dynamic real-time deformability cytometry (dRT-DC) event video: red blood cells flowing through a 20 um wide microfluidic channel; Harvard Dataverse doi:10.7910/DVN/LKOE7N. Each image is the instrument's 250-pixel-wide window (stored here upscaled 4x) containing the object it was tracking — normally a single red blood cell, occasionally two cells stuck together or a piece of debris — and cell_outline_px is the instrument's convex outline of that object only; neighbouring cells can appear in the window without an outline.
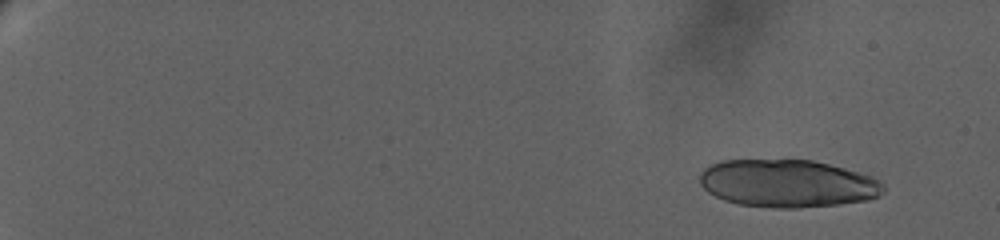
{"species": "human", "species_latin": "Homo sapiens", "temperature_condition": "warm", "stored_images_in_passage": 35, "camera_frame_rate_fps": 3000, "um_per_image_px": 0.085, "donor": {"sex": "female"}, "frame": {"image": 1, "passage_image": 3, "time_ms": 0.333, "image_size_px": [1000, 240], "cell_outline_px": [[884, 192], [880, 196], [868, 200], [840, 204], [796, 208], [772, 208], [740, 204], [724, 200], [708, 192], [700, 184], [700, 172], [708, 164], [720, 160], [812, 160], [844, 168], [872, 176], [880, 180], [884, 184]], "centroid_in_image_um": [66.94, 15.59], "position_along_channel_um": 18.1, "area_um2": 51.33}}
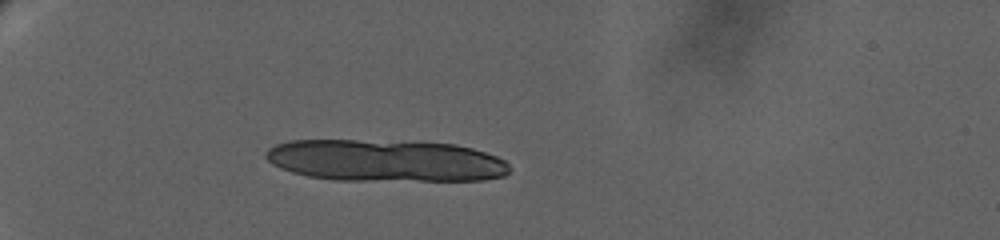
{"frame": {"image": 2, "passage_image": 34, "time_ms": 6.333, "image_size_px": [1000, 240], "cell_outline_px": [[512, 168], [504, 176], [484, 180], [332, 180], [308, 176], [292, 172], [280, 168], [272, 164], [264, 156], [264, 152], [268, 148], [276, 144], [288, 140], [356, 140], [456, 144], [472, 148], [496, 156], [504, 160]], "centroid_in_image_um": [32.73, 13.65], "position_along_channel_um": 52.3, "area_um2": 59.59}}